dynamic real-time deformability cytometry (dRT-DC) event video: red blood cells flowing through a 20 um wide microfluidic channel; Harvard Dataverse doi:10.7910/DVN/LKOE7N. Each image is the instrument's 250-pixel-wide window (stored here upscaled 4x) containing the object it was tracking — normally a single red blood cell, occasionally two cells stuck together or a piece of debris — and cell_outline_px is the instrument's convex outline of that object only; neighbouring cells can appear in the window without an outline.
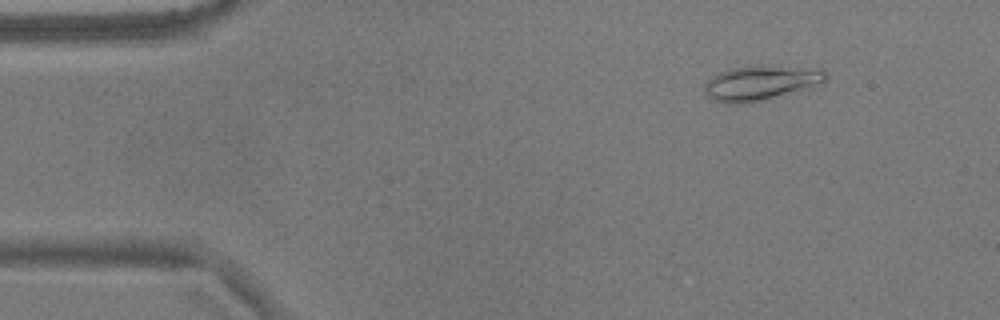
{"species": "common noctule bat (a hibernating species)", "species_latin": "Nyctalus noctula", "temperature_condition": "warm", "stored_images_in_passage": 55, "camera_frame_rate_fps": 3000, "um_per_image_px": 0.085, "animal": {"sex": "male", "body_mass_g": 17.9}, "frame": {"image": 1, "passage_image": 7, "time_ms": 2.0, "image_size_px": [1000, 320], "cell_outline_px": [[828, 76], [824, 80], [812, 84], [760, 100], [744, 104], [724, 104], [708, 96], [704, 92], [704, 84], [712, 76], [728, 68], [768, 64], [772, 64], [820, 68]], "centroid_in_image_um": [64.55, 6.99], "position_along_channel_um": 20.4, "area_um2": 24.1}}
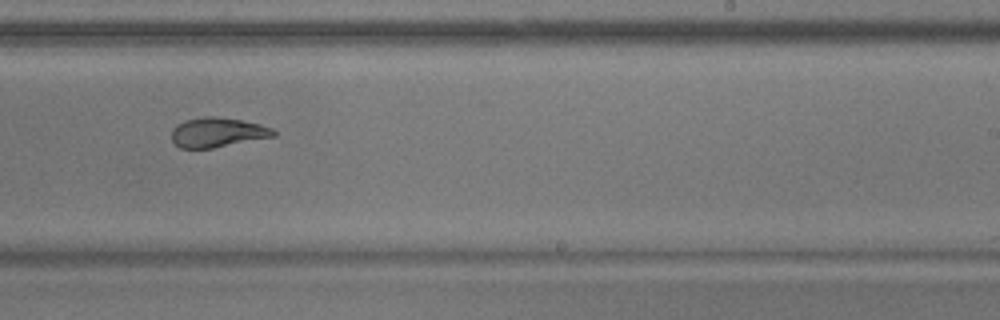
{"frame": {"image": 2, "passage_image": 34, "time_ms": 11.0, "image_size_px": [1000, 320], "cell_outline_px": [[276, 136], [212, 148], [180, 148], [172, 140], [172, 128], [176, 124], [188, 120], [208, 116], [216, 116], [240, 120], [260, 124], [272, 128], [276, 132]], "centroid_in_image_um": [18.5, 11.25], "position_along_channel_um": 270.5, "area_um2": 17.46}}
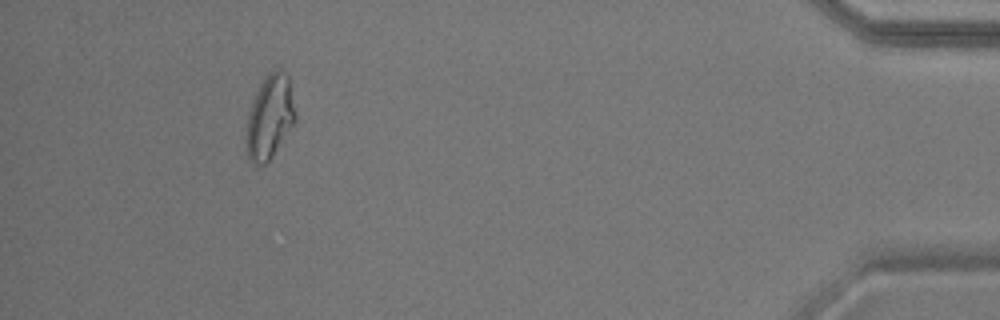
{"frame": {"image": 3, "passage_image": 51, "time_ms": 16.667, "image_size_px": [1000, 320], "cell_outline_px": [[296, 120], [268, 160], [264, 164], [252, 164], [248, 160], [248, 112], [252, 100], [260, 84], [268, 72], [276, 68], [280, 68], [288, 76], [296, 116]], "centroid_in_image_um": [22.94, 9.88], "position_along_channel_um": 412.3, "area_um2": 23.29}, "authors_computed_cell_mechanics": {"area_um2": 19.7098, "velocity_mm_per_s": 3.6305, "shape_relaxation_time_tau1_ms": 9.8653, "shape_relaxation_time_tau2_ms": 1.9174, "deformation_change_tau1": 0.2134, "deformation_change_tau2": 0.0661}}